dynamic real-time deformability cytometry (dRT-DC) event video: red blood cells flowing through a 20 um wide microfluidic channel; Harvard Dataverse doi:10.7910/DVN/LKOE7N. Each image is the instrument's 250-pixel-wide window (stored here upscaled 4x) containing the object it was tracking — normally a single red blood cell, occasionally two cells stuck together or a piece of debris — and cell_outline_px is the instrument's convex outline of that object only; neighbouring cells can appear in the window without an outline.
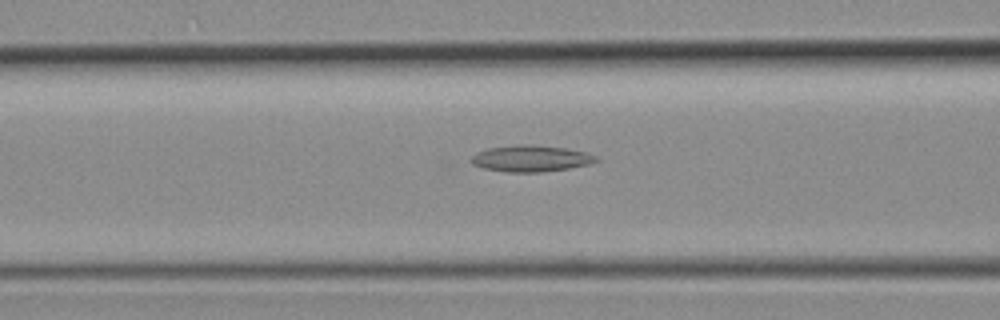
{"species": "common noctule bat (a hibernating species)", "species_latin": "Nyctalus noctula", "temperature_condition": "room temperature", "stored_images_in_passage": 22, "segment_of_instrument_passage": [1, 2], "camera_frame_rate_fps": 3000, "um_per_image_px": 0.085, "animal": {"sex": "female", "body_mass_g": 19.3, "forearm_length_mm": 54.1}, "frame": {"image": 1, "passage_image": 6, "time_ms": 1.667, "image_size_px": [1000, 320], "cell_outline_px": [[600, 160], [588, 164], [568, 168], [540, 172], [504, 172], [484, 168], [472, 164], [468, 160], [476, 152], [488, 148], [520, 144], [532, 144], [568, 148], [588, 152], [596, 156]], "centroid_in_image_um": [45.11, 13.46], "position_along_channel_um": 121.5, "area_um2": 19.42}}
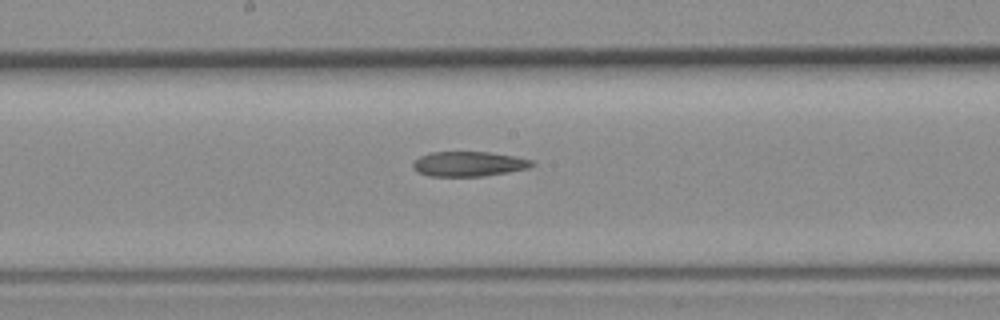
{"frame": {"image": 2, "passage_image": 11, "time_ms": 3.333, "image_size_px": [1000, 320], "cell_outline_px": [[536, 164], [528, 168], [508, 172], [484, 176], [428, 176], [412, 168], [412, 164], [420, 156], [432, 152], [488, 152], [516, 156], [532, 160]], "centroid_in_image_um": [39.87, 13.93], "position_along_channel_um": 208.3, "area_um2": 17.22}}
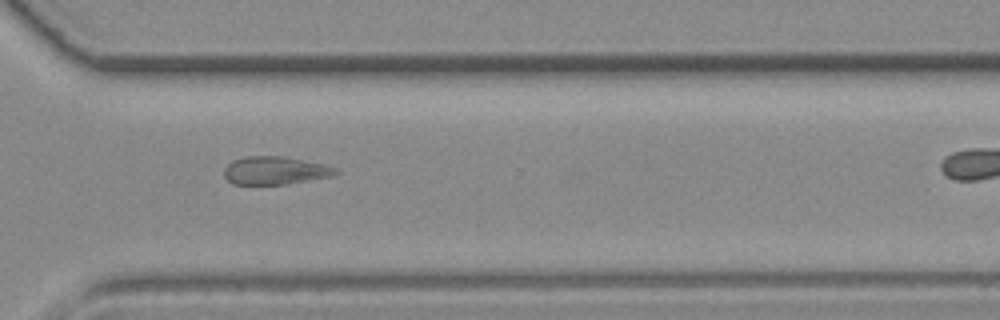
{"frame": {"image": 3, "passage_image": 19, "time_ms": 6.0, "image_size_px": [1000, 320], "cell_outline_px": [[340, 172], [336, 176], [288, 184], [232, 184], [224, 176], [224, 168], [232, 160], [244, 156], [284, 156], [320, 164], [336, 168]], "centroid_in_image_um": [23.38, 14.5], "position_along_channel_um": 347.2, "area_um2": 18.32}}